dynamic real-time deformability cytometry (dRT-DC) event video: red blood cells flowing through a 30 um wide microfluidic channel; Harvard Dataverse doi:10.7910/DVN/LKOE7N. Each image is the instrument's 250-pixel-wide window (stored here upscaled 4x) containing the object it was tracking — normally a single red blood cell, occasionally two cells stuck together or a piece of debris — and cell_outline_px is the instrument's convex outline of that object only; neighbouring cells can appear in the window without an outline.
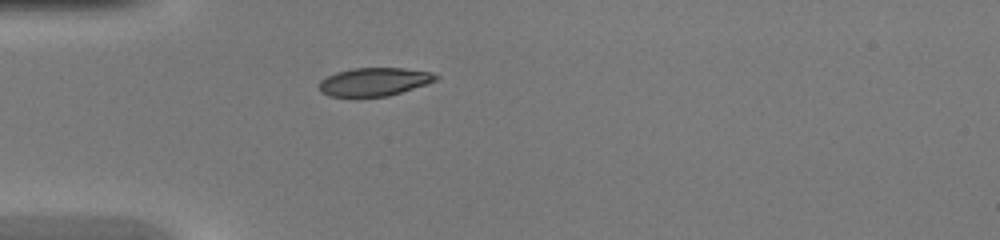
{"species": "common noctule bat (a hibernating species)", "species_latin": "Nyctalus noctula", "temperature_condition": "warm", "stored_images_in_passage": 33, "camera_frame_rate_fps": 3000, "um_per_image_px": 0.085, "animal": {"sex": "female", "body_mass_g": 20.0, "forearm_length_mm": 54.0}, "frame": {"image": 1, "passage_image": 1, "time_ms": 0.0, "image_size_px": [1000, 240], "cell_outline_px": [[440, 76], [436, 80], [388, 96], [328, 96], [320, 92], [320, 80], [336, 72], [352, 68], [404, 68], [432, 72]], "centroid_in_image_um": [31.79, 6.94], "position_along_channel_um": 53.2, "area_um2": 18.96}}
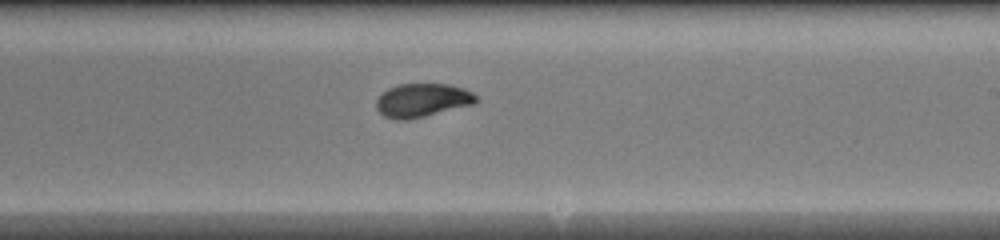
{"frame": {"image": 2, "passage_image": 15, "time_ms": 4.667, "image_size_px": [1000, 240], "cell_outline_px": [[480, 100], [476, 104], [424, 116], [404, 120], [396, 120], [384, 116], [376, 108], [376, 100], [388, 88], [396, 84], [448, 84], [464, 88], [472, 92]], "centroid_in_image_um": [35.92, 8.52], "position_along_channel_um": 253.1, "area_um2": 19.59}}
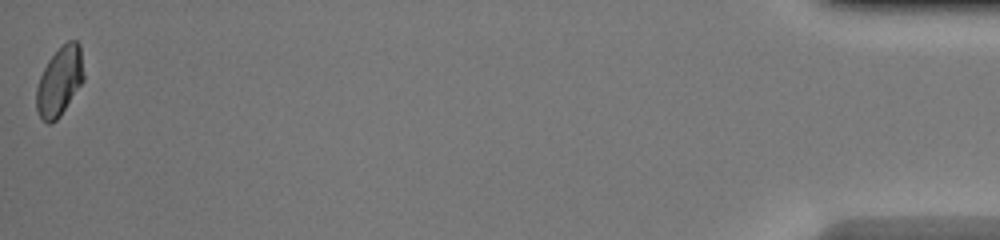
{"frame": {"image": 3, "passage_image": 33, "time_ms": 10.667, "image_size_px": [1000, 240], "cell_outline_px": [[84, 80], [60, 116], [52, 124], [48, 124], [40, 120], [36, 108], [36, 88], [40, 76], [48, 60], [68, 40], [76, 40], [80, 44], [84, 72]], "centroid_in_image_um": [5.06, 6.94], "position_along_channel_um": 430.1, "area_um2": 19.13}}